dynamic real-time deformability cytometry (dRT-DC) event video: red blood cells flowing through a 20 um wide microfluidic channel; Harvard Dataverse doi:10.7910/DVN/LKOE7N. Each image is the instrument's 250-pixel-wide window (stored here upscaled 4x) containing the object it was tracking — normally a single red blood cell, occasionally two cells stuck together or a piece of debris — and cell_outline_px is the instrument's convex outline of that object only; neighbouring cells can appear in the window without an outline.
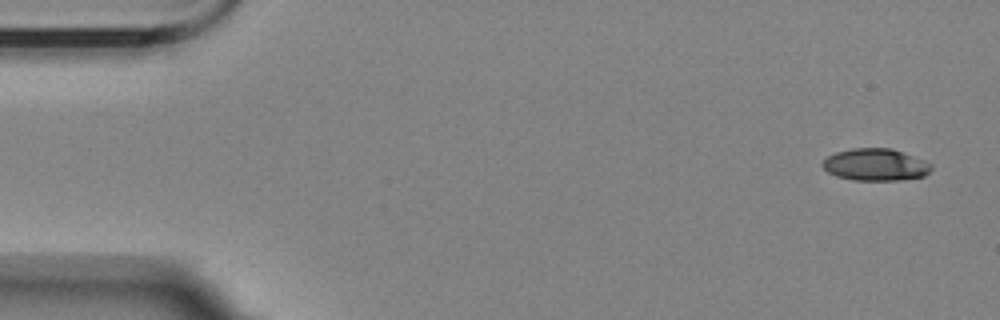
{"species": "Egyptian fruit bat (a non-hibernating species)", "species_latin": "Rousettus aegyptiacus", "temperature_condition": "room temperature", "stored_images_in_passage": 5, "camera_frame_rate_fps": 3000, "um_per_image_px": 0.085, "animal": {"sex": "female"}, "frame": {"image": 1, "passage_image": 1, "time_ms": 0.0, "image_size_px": [1000, 320], "cell_outline_px": [[932, 168], [924, 176], [900, 180], [852, 180], [836, 176], [828, 172], [820, 164], [828, 156], [836, 152], [852, 148], [892, 148], [924, 160], [932, 164]], "centroid_in_image_um": [74.41, 14.0], "position_along_channel_um": 10.6, "area_um2": 20.35}}
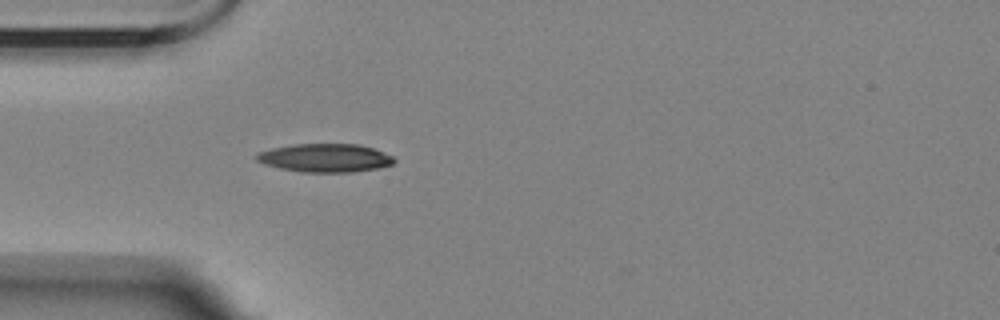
{"frame": {"image": 2, "passage_image": 5, "time_ms": 4.667, "image_size_px": [1000, 320], "cell_outline_px": [[396, 160], [392, 164], [376, 168], [352, 172], [300, 172], [280, 168], [264, 164], [256, 160], [256, 152], [272, 148], [292, 144], [356, 144], [372, 148], [392, 156]], "centroid_in_image_um": [27.58, 13.42], "position_along_channel_um": 57.4, "area_um2": 22.66}}